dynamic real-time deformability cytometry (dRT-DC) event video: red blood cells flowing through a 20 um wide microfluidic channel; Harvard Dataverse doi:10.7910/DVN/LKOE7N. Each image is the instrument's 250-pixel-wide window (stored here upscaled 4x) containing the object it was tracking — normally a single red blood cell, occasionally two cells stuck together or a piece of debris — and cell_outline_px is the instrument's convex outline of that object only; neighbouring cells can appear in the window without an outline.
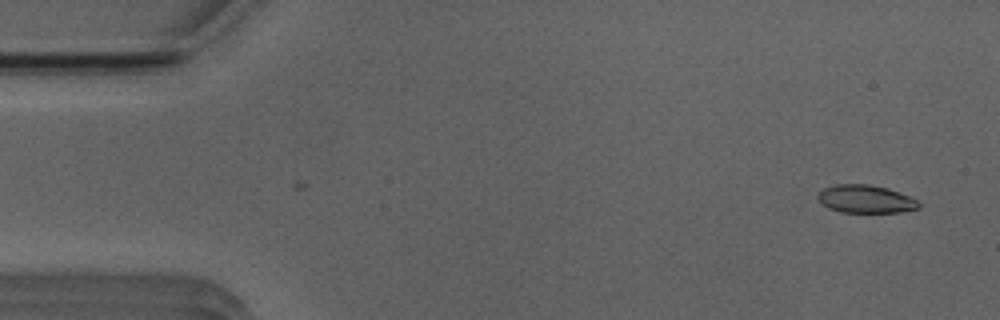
{"species": "Egyptian fruit bat (a non-hibernating species)", "species_latin": "Rousettus aegyptiacus", "temperature_condition": "room temperature", "stored_images_in_passage": 51, "camera_frame_rate_fps": 3000, "um_per_image_px": 0.085, "animal": {"sex": "male"}, "frame": {"image": 1, "passage_image": 2, "time_ms": 0.333, "image_size_px": [1000, 320], "cell_outline_px": [[920, 208], [900, 212], [840, 212], [828, 208], [816, 196], [824, 188], [836, 184], [868, 184], [888, 188], [912, 196], [920, 204]], "centroid_in_image_um": [73.61, 16.91], "position_along_channel_um": 11.4, "area_um2": 16.47}}
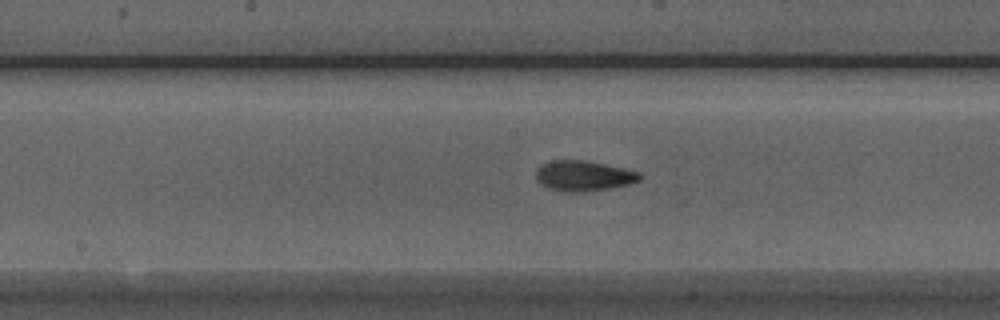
{"frame": {"image": 2, "passage_image": 25, "time_ms": 8.0, "image_size_px": [1000, 320], "cell_outline_px": [[640, 180], [628, 184], [608, 188], [584, 192], [564, 192], [548, 188], [540, 184], [536, 180], [536, 168], [540, 164], [552, 160], [584, 160], [624, 168], [640, 172]], "centroid_in_image_um": [49.54, 14.94], "position_along_channel_um": 198.7, "area_um2": 18.44}}
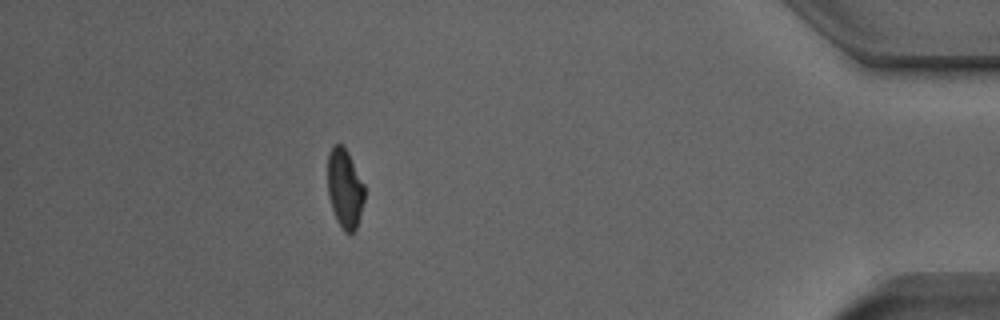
{"frame": {"image": 3, "passage_image": 45, "time_ms": 14.667, "image_size_px": [1000, 320], "cell_outline_px": [[364, 200], [356, 228], [352, 232], [344, 232], [336, 220], [328, 196], [328, 152], [336, 144], [340, 144], [348, 152], [364, 184]], "centroid_in_image_um": [29.3, 16.03], "position_along_channel_um": 405.9, "area_um2": 16.82}, "authors_computed_cell_mechanics": {"area_um2": 17.5712, "velocity_mm_per_s": 3.952, "shape_relaxation_time_tau1_ms": 5.66, "shape_relaxation_time_tau2_ms": 2.5067, "deformation_change_tau1": 0.1635, "deformation_change_tau2": 0.0844}}